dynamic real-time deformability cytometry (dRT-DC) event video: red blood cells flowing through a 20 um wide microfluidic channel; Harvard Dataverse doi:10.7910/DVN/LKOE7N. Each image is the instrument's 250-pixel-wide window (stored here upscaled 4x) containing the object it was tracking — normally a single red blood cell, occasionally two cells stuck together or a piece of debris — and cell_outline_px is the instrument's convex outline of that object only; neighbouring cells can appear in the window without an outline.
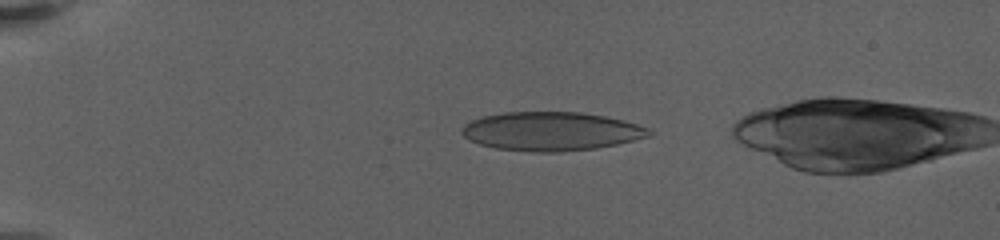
{"species": "human", "species_latin": "Homo sapiens", "temperature_condition": "warm", "stored_images_in_passage": 16, "camera_frame_rate_fps": 3000, "um_per_image_px": 0.085, "donor": {"sex": "female"}, "frame": {"image": 1, "passage_image": 5, "time_ms": 2.667, "image_size_px": [1000, 240], "cell_outline_px": [[656, 132], [652, 136], [616, 144], [596, 148], [556, 152], [532, 152], [496, 148], [480, 144], [468, 140], [460, 132], [460, 128], [468, 120], [484, 116], [504, 112], [580, 112], [604, 116], [624, 120], [648, 128]], "centroid_in_image_um": [46.83, 11.16], "position_along_channel_um": 38.2, "area_um2": 42.54}}
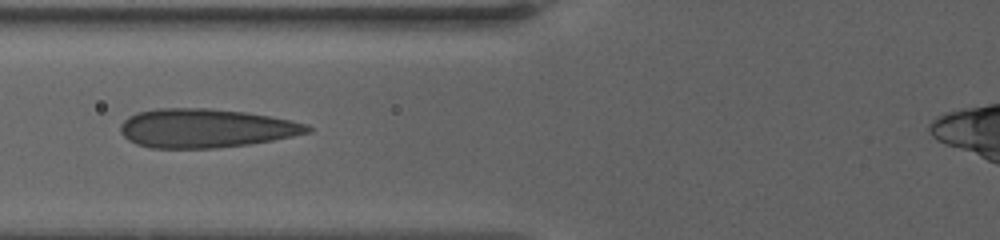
{"frame": {"image": 2, "passage_image": 11, "time_ms": 6.667, "image_size_px": [1000, 240], "cell_outline_px": [[312, 132], [272, 140], [248, 144], [216, 148], [152, 148], [136, 144], [128, 140], [120, 132], [120, 124], [128, 116], [136, 112], [156, 108], [208, 108], [244, 112], [268, 116], [308, 124], [312, 128]], "centroid_in_image_um": [17.44, 10.9], "position_along_channel_um": 108.4, "area_um2": 42.37}}
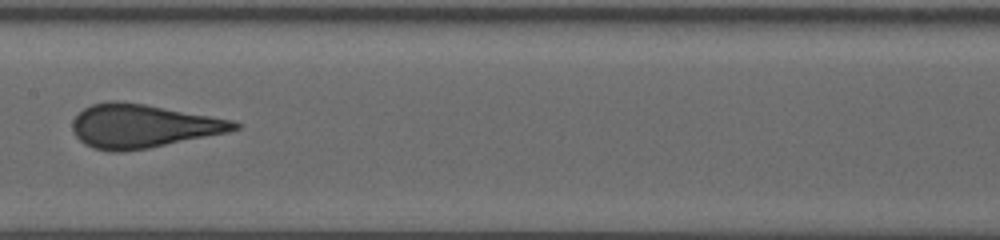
{"frame": {"image": 3, "passage_image": 15, "time_ms": 9.333, "image_size_px": [1000, 240], "cell_outline_px": [[240, 128], [228, 132], [148, 148], [124, 152], [112, 152], [92, 148], [84, 144], [76, 136], [72, 128], [72, 120], [84, 108], [92, 104], [108, 100], [120, 100], [144, 104], [232, 120], [240, 124]], "centroid_in_image_um": [12.08, 10.71], "position_along_channel_um": 195.3, "area_um2": 40.98}}